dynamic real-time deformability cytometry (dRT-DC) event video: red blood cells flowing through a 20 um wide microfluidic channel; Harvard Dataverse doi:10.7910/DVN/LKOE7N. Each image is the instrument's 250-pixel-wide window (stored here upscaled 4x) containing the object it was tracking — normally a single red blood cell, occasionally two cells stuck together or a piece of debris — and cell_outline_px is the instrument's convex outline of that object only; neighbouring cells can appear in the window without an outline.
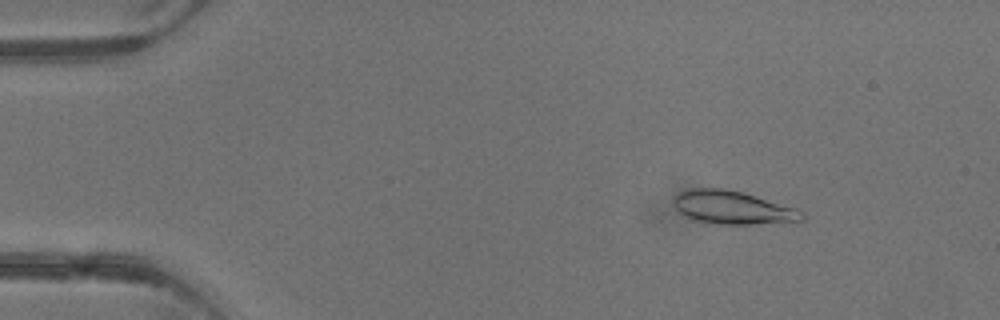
{"species": "common noctule bat (a hibernating species)", "species_latin": "Nyctalus noctula", "temperature_condition": "warm", "stored_images_in_passage": 3, "camera_frame_rate_fps": 3000, "um_per_image_px": 0.085, "animal": {"sex": "male", "body_mass_g": 13.3}, "frame": {"image": 1, "passage_image": 2, "time_ms": 1.0, "image_size_px": [1000, 320], "cell_outline_px": [[808, 216], [804, 220], [748, 224], [716, 224], [692, 220], [684, 216], [672, 204], [672, 200], [680, 192], [692, 188], [724, 188], [744, 192], [796, 208], [804, 212]], "centroid_in_image_um": [62.27, 17.64], "position_along_channel_um": 22.7, "area_um2": 25.03}}